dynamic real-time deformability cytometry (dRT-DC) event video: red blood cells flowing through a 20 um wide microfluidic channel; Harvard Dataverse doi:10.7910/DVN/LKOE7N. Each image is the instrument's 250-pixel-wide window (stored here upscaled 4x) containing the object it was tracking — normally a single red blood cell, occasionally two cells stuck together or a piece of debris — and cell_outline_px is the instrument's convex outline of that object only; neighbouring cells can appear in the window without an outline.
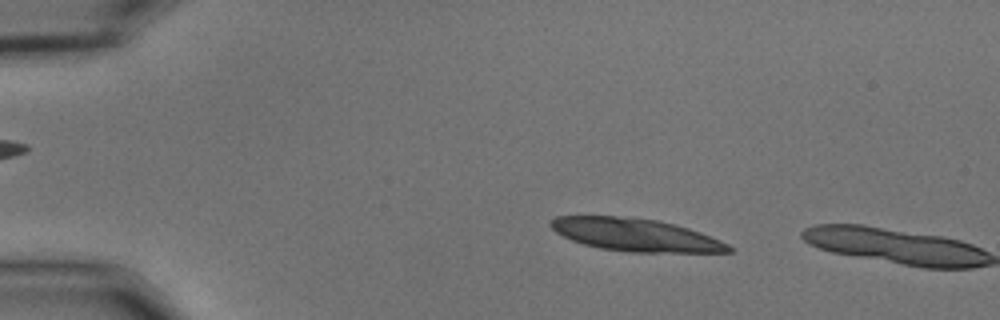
{"species": "common noctule bat (a hibernating species)", "species_latin": "Nyctalus noctula", "temperature_condition": "cold", "stored_images_in_passage": 11, "camera_frame_rate_fps": 3000, "um_per_image_px": 0.085, "animal": {"sex": "male", "body_mass_g": 15.6}, "frame": {"image": 1, "passage_image": 10, "time_ms": 3.0, "image_size_px": [1000, 320], "cell_outline_px": [[732, 252], [628, 252], [600, 248], [584, 244], [572, 240], [556, 232], [548, 224], [556, 216], [616, 216], [656, 220], [688, 228], [700, 232], [720, 240], [728, 244], [732, 248]], "centroid_in_image_um": [54.01, 19.97], "position_along_channel_um": 31.0, "area_um2": 33.52}}